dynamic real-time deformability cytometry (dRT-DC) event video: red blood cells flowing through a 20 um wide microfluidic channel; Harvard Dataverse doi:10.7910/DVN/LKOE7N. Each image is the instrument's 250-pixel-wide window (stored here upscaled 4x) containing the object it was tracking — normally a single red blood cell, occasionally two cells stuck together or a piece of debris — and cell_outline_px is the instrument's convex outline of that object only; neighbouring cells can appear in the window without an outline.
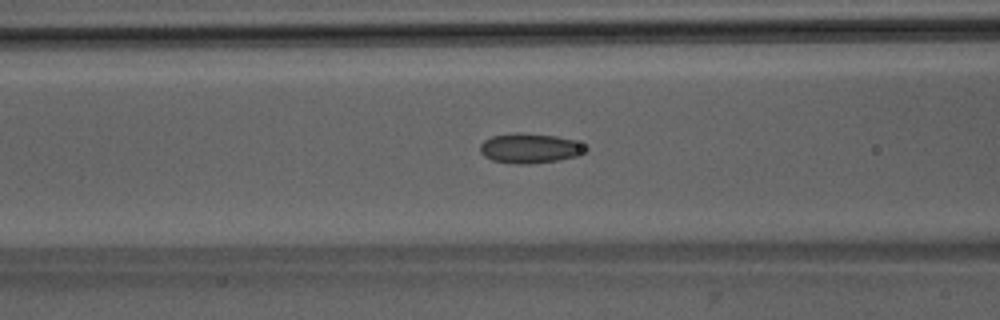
{"species": "Egyptian fruit bat (a non-hibernating species)", "species_latin": "Rousettus aegyptiacus", "temperature_condition": "room temperature", "stored_images_in_passage": 38, "camera_frame_rate_fps": 3000, "um_per_image_px": 0.085, "animal": {"sex": "male"}, "frame": {"image": 1, "passage_image": 8, "time_ms": 2.333, "image_size_px": [1000, 320], "cell_outline_px": [[588, 148], [584, 152], [576, 156], [556, 160], [528, 164], [516, 164], [492, 160], [484, 156], [480, 152], [480, 144], [484, 140], [492, 136], [516, 132], [520, 132], [556, 136], [572, 140]], "centroid_in_image_um": [44.98, 12.59], "position_along_channel_um": 121.6, "area_um2": 18.15}}
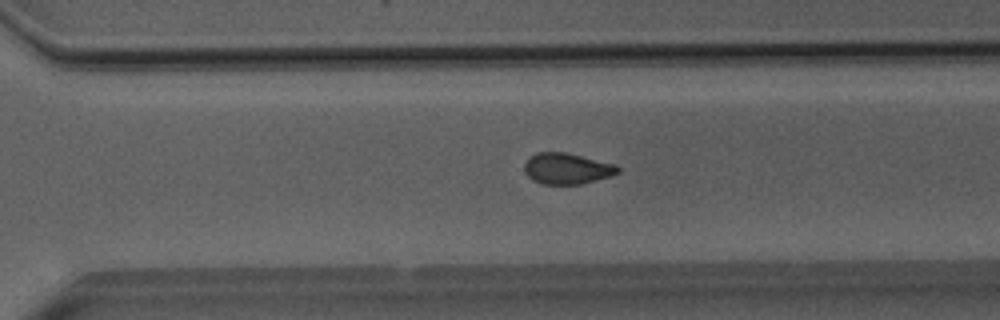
{"frame": {"image": 2, "passage_image": 23, "time_ms": 7.333, "image_size_px": [1000, 320], "cell_outline_px": [[620, 172], [612, 176], [580, 184], [540, 184], [532, 180], [528, 176], [524, 168], [524, 164], [536, 152], [564, 152], [616, 164], [620, 168]], "centroid_in_image_um": [48.21, 14.34], "position_along_channel_um": 322.4, "area_um2": 16.88}}
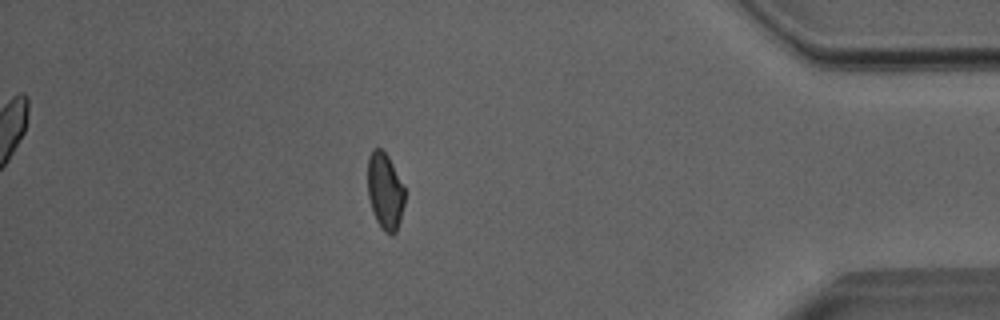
{"frame": {"image": 3, "passage_image": 32, "time_ms": 10.333, "image_size_px": [1000, 320], "cell_outline_px": [[404, 204], [400, 220], [396, 232], [392, 236], [384, 232], [376, 220], [372, 212], [368, 196], [368, 156], [372, 148], [380, 148], [388, 156], [404, 188]], "centroid_in_image_um": [32.71, 16.27], "position_along_channel_um": 402.5, "area_um2": 16.53}, "authors_computed_cell_mechanics": {"area_um2": 17.2533, "velocity_mm_per_s": 4.0233, "shape_relaxation_time_tau1_ms": null, "shape_relaxation_time_tau2_ms": 2.5112, "deformation_change_tau1": null, "deformation_change_tau2": 0.0737}}